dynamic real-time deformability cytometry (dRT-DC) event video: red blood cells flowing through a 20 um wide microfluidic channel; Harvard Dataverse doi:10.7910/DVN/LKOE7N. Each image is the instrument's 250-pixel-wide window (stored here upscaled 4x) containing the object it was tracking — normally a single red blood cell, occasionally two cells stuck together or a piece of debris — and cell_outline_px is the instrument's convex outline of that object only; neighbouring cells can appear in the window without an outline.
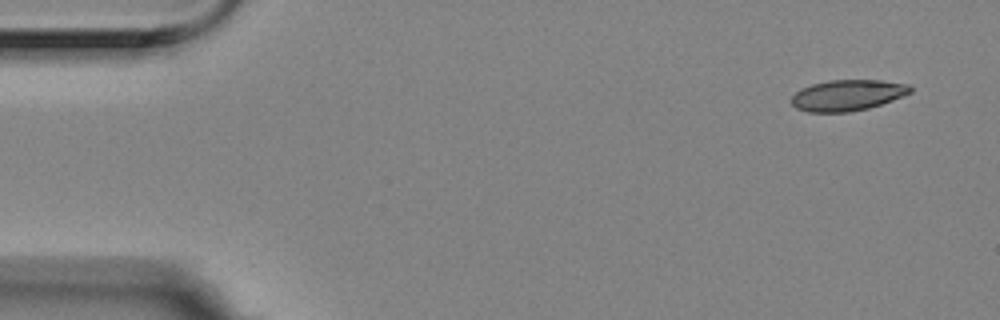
{"species": "Egyptian fruit bat (a non-hibernating species)", "species_latin": "Rousettus aegyptiacus", "temperature_condition": "room temperature", "stored_images_in_passage": 10, "camera_frame_rate_fps": 3000, "um_per_image_px": 0.085, "animal": {"sex": "female"}, "frame": {"image": 1, "passage_image": 1, "time_ms": 0.0, "image_size_px": [1000, 320], "cell_outline_px": [[912, 92], [892, 100], [868, 108], [848, 112], [808, 112], [796, 108], [792, 104], [792, 96], [800, 88], [812, 84], [828, 80], [880, 80], [908, 84], [912, 88]], "centroid_in_image_um": [72.02, 8.09], "position_along_channel_um": 13.0, "area_um2": 21.39}}
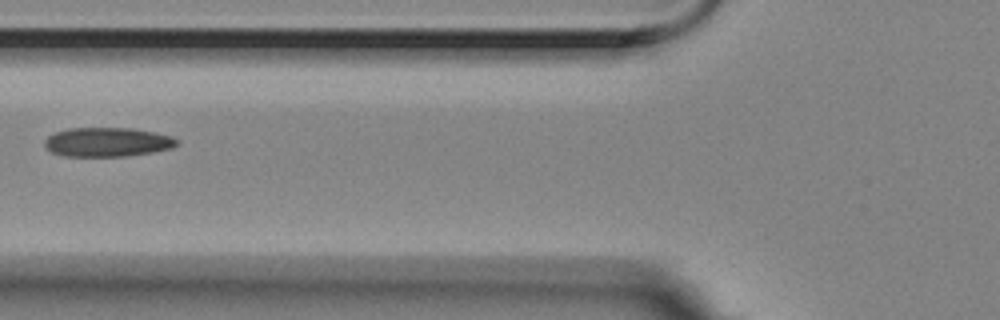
{"frame": {"image": 2, "passage_image": 6, "time_ms": 1.667, "image_size_px": [1000, 320], "cell_outline_px": [[180, 144], [172, 148], [152, 152], [124, 156], [64, 156], [52, 152], [44, 144], [44, 140], [48, 136], [56, 132], [68, 128], [132, 128], [156, 132], [172, 136]], "centroid_in_image_um": [9.15, 12.07], "position_along_channel_um": 116.7, "area_um2": 22.48}}
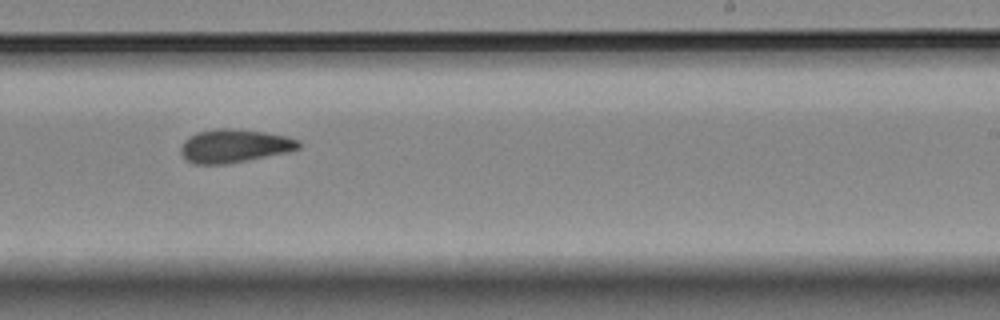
{"frame": {"image": 3, "passage_image": 10, "time_ms": 3.0, "image_size_px": [1000, 320], "cell_outline_px": [[300, 148], [288, 152], [228, 164], [192, 164], [180, 152], [180, 148], [184, 140], [188, 136], [196, 132], [216, 128], [236, 128], [264, 132], [288, 136], [300, 140]], "centroid_in_image_um": [19.92, 12.39], "position_along_channel_um": 269.1, "area_um2": 23.18}}